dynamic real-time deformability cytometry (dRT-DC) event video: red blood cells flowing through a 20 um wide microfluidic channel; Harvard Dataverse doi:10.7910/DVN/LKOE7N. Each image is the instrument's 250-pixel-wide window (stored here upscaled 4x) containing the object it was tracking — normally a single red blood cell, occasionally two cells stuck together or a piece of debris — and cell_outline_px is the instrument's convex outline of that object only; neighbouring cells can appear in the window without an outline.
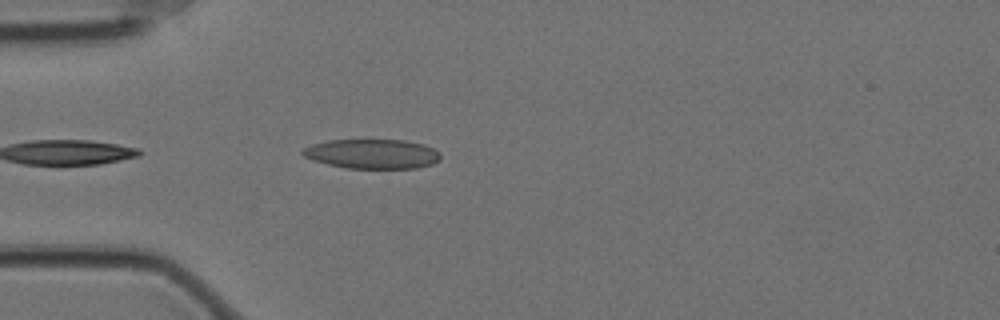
{"species": "Egyptian fruit bat (a non-hibernating species)", "species_latin": "Rousettus aegyptiacus", "temperature_condition": "cold", "stored_images_in_passage": 29, "camera_frame_rate_fps": 3000, "um_per_image_px": 0.085, "animal": {"sex": "female"}, "frame": {"image": 1, "passage_image": 3, "time_ms": 0.667, "image_size_px": [1000, 320], "cell_outline_px": [[440, 160], [432, 164], [416, 168], [348, 168], [328, 164], [312, 160], [304, 156], [300, 152], [304, 148], [312, 144], [328, 140], [404, 140], [424, 144], [440, 152]], "centroid_in_image_um": [31.64, 13.08], "position_along_channel_um": 53.4, "area_um2": 23.7}}
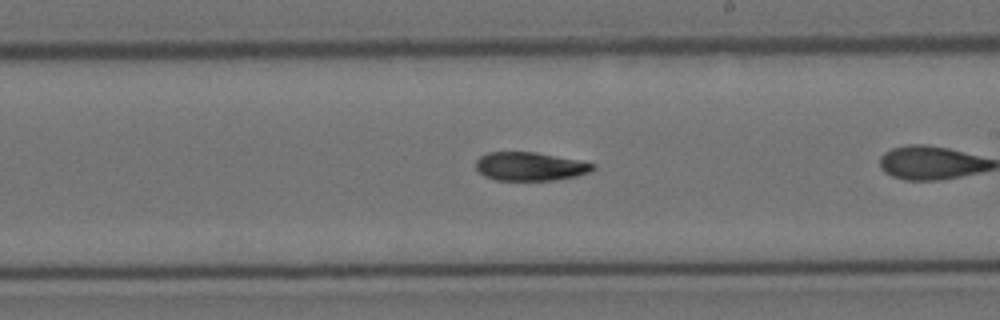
{"frame": {"image": 2, "passage_image": 17, "time_ms": 5.333, "image_size_px": [1000, 320], "cell_outline_px": [[596, 168], [588, 172], [576, 176], [556, 180], [496, 180], [484, 176], [476, 168], [476, 160], [480, 156], [488, 152], [536, 152], [596, 164]], "centroid_in_image_um": [45.03, 14.15], "position_along_channel_um": 244.0, "area_um2": 19.36}}
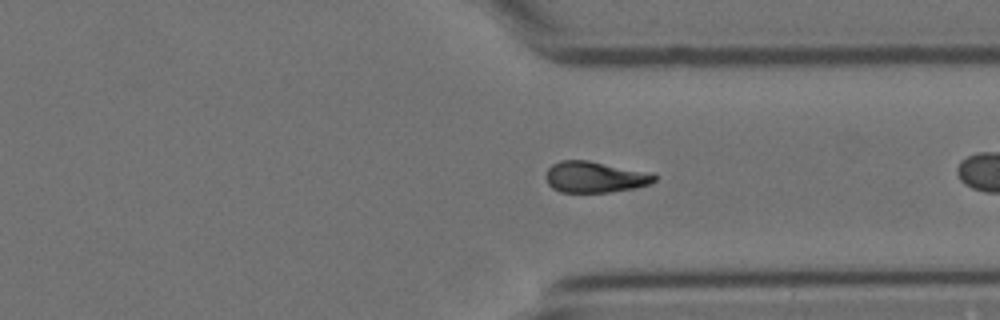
{"frame": {"image": 3, "passage_image": 27, "time_ms": 8.667, "image_size_px": [1000, 320], "cell_outline_px": [[656, 180], [652, 184], [636, 188], [608, 192], [560, 192], [552, 188], [548, 184], [544, 176], [548, 168], [552, 164], [560, 160], [588, 160], [652, 172], [656, 176]], "centroid_in_image_um": [50.58, 15.04], "position_along_channel_um": 360.8, "area_um2": 20.06}}